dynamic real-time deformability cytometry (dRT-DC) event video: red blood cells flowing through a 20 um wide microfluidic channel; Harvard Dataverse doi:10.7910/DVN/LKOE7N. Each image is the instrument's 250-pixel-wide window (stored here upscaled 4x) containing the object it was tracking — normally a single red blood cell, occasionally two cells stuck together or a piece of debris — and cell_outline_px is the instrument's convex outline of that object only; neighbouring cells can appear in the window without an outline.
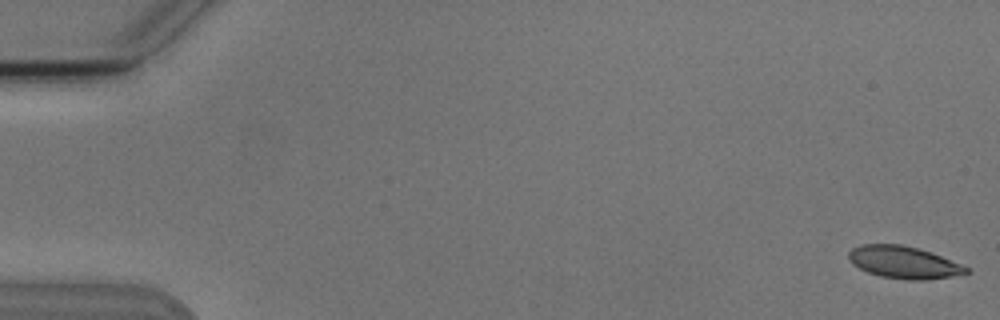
{"species": "Egyptian fruit bat (a non-hibernating species)", "species_latin": "Rousettus aegyptiacus", "temperature_condition": "cold", "stored_images_in_passage": 12, "camera_frame_rate_fps": 3000, "um_per_image_px": 0.085, "animal": {"sex": "male"}, "frame": {"image": 1, "passage_image": 1, "time_ms": 0.0, "image_size_px": [1000, 320], "cell_outline_px": [[972, 272], [924, 280], [908, 280], [880, 276], [868, 272], [852, 264], [848, 260], [848, 252], [852, 248], [860, 244], [900, 244], [932, 252], [960, 264], [968, 268]], "centroid_in_image_um": [76.77, 22.29], "position_along_channel_um": 8.2, "area_um2": 21.96}}
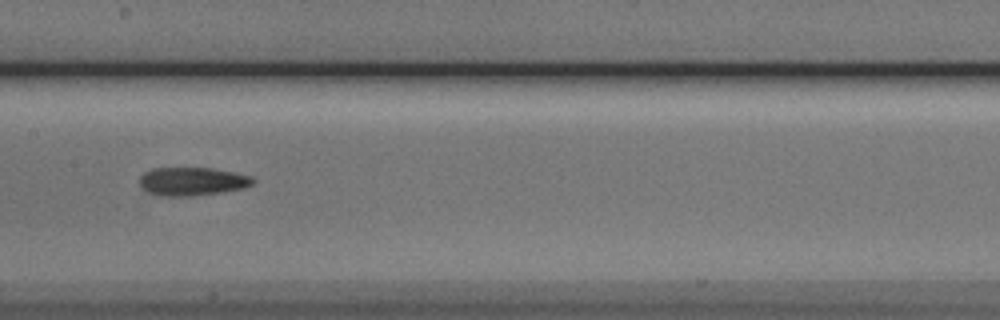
{"frame": {"image": 2, "passage_image": 10, "time_ms": 11.333, "image_size_px": [1000, 320], "cell_outline_px": [[256, 180], [252, 184], [244, 188], [220, 192], [192, 196], [160, 196], [148, 192], [140, 188], [140, 176], [144, 172], [152, 168], [212, 168], [252, 176]], "centroid_in_image_um": [16.31, 15.42], "position_along_channel_um": 191.1, "area_um2": 18.79}}
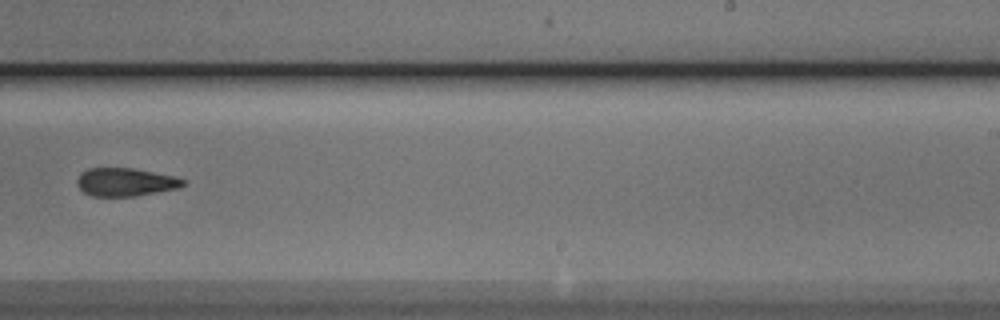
{"frame": {"image": 3, "passage_image": 12, "time_ms": 13.667, "image_size_px": [1000, 320], "cell_outline_px": [[188, 180], [180, 188], [136, 196], [92, 196], [84, 192], [76, 184], [76, 180], [80, 172], [88, 168], [132, 168], [172, 176]], "centroid_in_image_um": [10.65, 15.48], "position_along_channel_um": 278.4, "area_um2": 17.46}}